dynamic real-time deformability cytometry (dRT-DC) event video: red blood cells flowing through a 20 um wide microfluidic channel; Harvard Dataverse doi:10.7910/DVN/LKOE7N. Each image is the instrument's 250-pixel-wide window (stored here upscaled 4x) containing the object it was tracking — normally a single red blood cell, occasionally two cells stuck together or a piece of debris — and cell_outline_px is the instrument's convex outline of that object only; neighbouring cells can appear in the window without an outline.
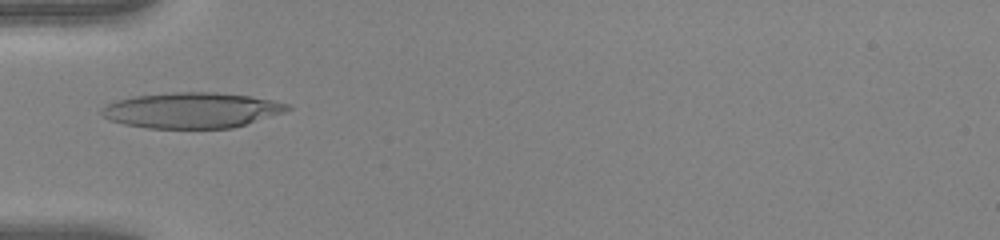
{"species": "human", "species_latin": "Homo sapiens", "temperature_condition": "warm", "stored_images_in_passage": 49, "camera_frame_rate_fps": 3000, "um_per_image_px": 0.085, "donor": {"sex": "female"}, "frame": {"image": 1, "passage_image": 17, "time_ms": 5.333, "image_size_px": [1000, 240], "cell_outline_px": [[292, 108], [284, 112], [232, 128], [148, 128], [124, 124], [108, 120], [100, 116], [100, 108], [116, 100], [132, 96], [172, 92], [216, 92], [252, 96], [292, 104]], "centroid_in_image_um": [16.27, 9.36], "position_along_channel_um": 68.7, "area_um2": 38.78}}
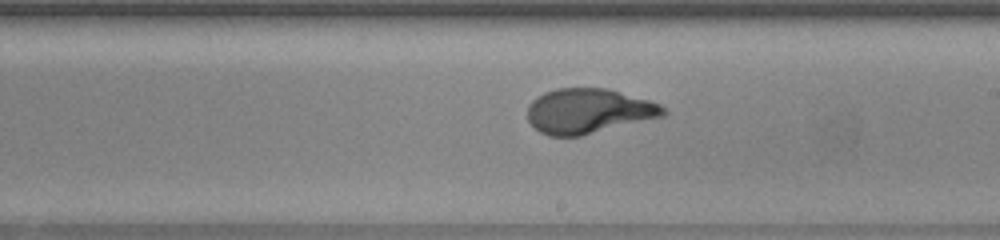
{"frame": {"image": 2, "passage_image": 29, "time_ms": 9.333, "image_size_px": [1000, 240], "cell_outline_px": [[668, 112], [664, 116], [580, 136], [548, 136], [540, 132], [528, 120], [528, 104], [536, 96], [544, 92], [556, 88], [608, 88], [648, 100], [660, 104]], "centroid_in_image_um": [50.01, 9.43], "position_along_channel_um": 239.0, "area_um2": 35.55}}
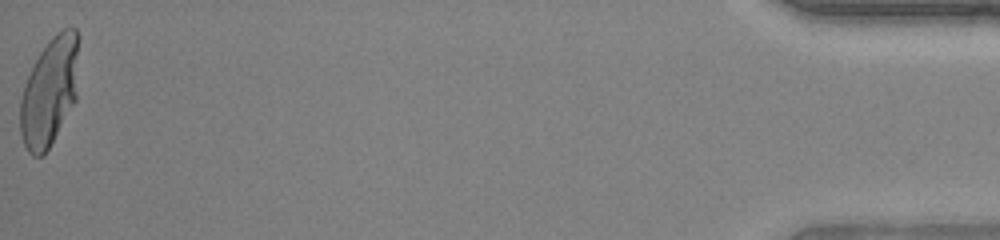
{"frame": {"image": 3, "passage_image": 49, "time_ms": 16.0, "image_size_px": [1000, 240], "cell_outline_px": [[76, 100], [44, 156], [32, 156], [28, 152], [24, 144], [20, 132], [20, 100], [24, 84], [40, 52], [48, 40], [56, 32], [64, 28], [76, 28]], "centroid_in_image_um": [4.17, 7.84], "position_along_channel_um": 431.0, "area_um2": 36.41}, "authors_computed_cell_mechanics": {"area_um2": 36.2406, "velocity_mm_per_s": 4.2735, "shape_relaxation_time_tau1_ms": 5.0326, "shape_relaxation_time_tau2_ms": null, "deformation_change_tau1": 0.2774, "deformation_change_tau2": null}}